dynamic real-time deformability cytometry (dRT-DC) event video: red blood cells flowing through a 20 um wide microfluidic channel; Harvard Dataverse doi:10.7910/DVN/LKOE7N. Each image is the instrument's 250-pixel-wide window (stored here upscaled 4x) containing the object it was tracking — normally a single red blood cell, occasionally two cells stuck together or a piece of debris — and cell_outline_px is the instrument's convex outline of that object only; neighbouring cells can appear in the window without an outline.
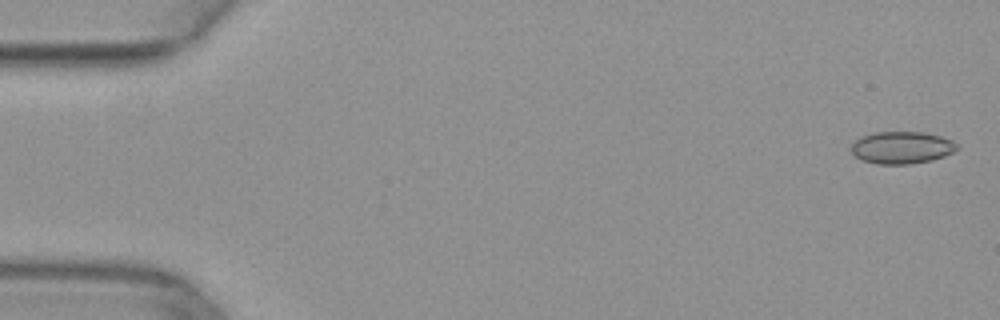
{"species": "common noctule bat (a hibernating species)", "species_latin": "Nyctalus noctula", "temperature_condition": "warm", "stored_images_in_passage": 51, "camera_frame_rate_fps": 3000, "um_per_image_px": 0.085, "animal": {"sex": "female", "body_mass_g": 29.2, "forearm_length_mm": 56.3}, "frame": {"image": 1, "passage_image": 1, "time_ms": 0.0, "image_size_px": [1000, 320], "cell_outline_px": [[960, 148], [944, 156], [932, 160], [912, 164], [876, 164], [860, 160], [848, 148], [860, 136], [876, 132], [924, 132], [940, 136], [952, 140]], "centroid_in_image_um": [76.62, 12.55], "position_along_channel_um": 8.4, "area_um2": 20.06}}
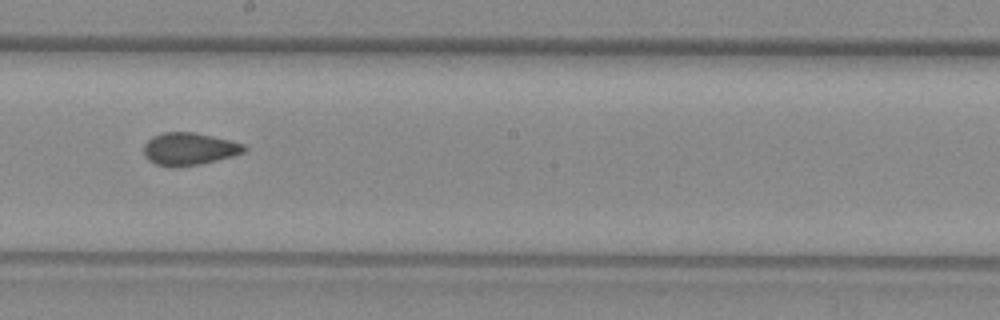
{"frame": {"image": 2, "passage_image": 28, "time_ms": 9.0, "image_size_px": [1000, 320], "cell_outline_px": [[248, 148], [244, 152], [232, 156], [200, 164], [176, 168], [168, 168], [156, 164], [148, 160], [144, 156], [144, 144], [152, 136], [164, 132], [192, 132], [212, 136], [244, 144]], "centroid_in_image_um": [16.04, 12.67], "position_along_channel_um": 232.2, "area_um2": 19.13}}
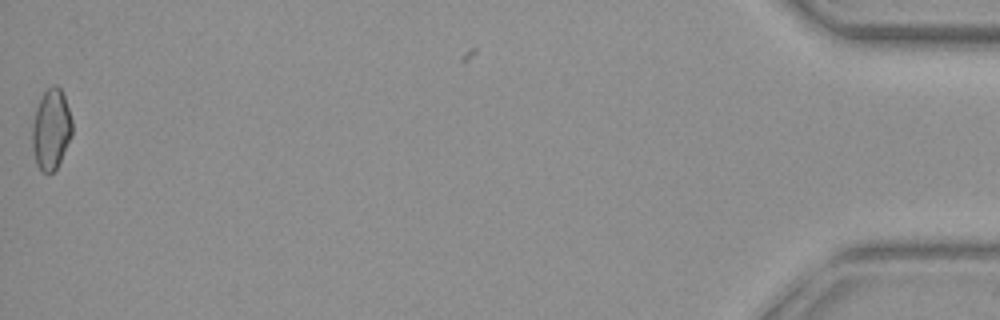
{"frame": {"image": 3, "passage_image": 50, "time_ms": 16.333, "image_size_px": [1000, 320], "cell_outline_px": [[72, 136], [56, 168], [52, 172], [40, 172], [36, 164], [32, 148], [32, 124], [36, 108], [44, 92], [52, 84], [56, 84], [60, 88], [64, 96], [72, 120]], "centroid_in_image_um": [4.33, 10.99], "position_along_channel_um": 430.9, "area_um2": 18.73}}